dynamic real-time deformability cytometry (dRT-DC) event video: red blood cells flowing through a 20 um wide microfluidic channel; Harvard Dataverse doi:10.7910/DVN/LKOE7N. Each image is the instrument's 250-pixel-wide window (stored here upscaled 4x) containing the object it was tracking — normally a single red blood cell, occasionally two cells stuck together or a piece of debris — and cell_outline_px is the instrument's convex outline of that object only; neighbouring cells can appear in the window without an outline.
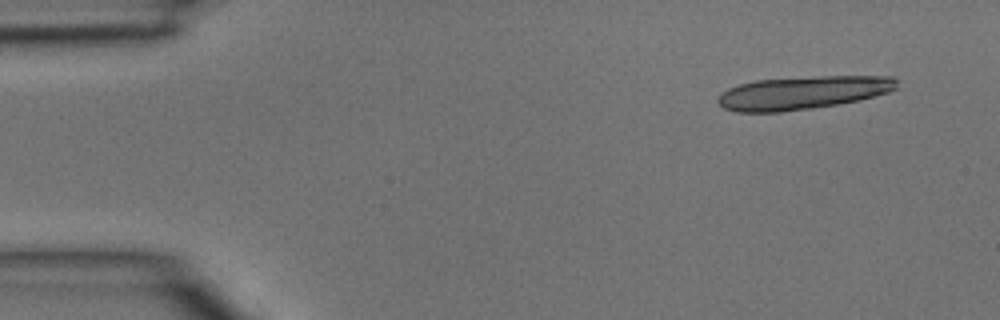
{"species": "common noctule bat (a hibernating species)", "species_latin": "Nyctalus noctula", "temperature_condition": "room temperature", "stored_images_in_passage": 4, "camera_frame_rate_fps": 3000, "um_per_image_px": 0.085, "animal": {"sex": "male", "body_mass_g": 15.6}, "frame": {"image": 1, "passage_image": 1, "time_ms": 0.0, "image_size_px": [1000, 320], "cell_outline_px": [[896, 88], [888, 92], [860, 100], [812, 108], [780, 112], [736, 112], [724, 108], [716, 100], [728, 88], [740, 84], [756, 80], [816, 76], [896, 76]], "centroid_in_image_um": [68.24, 7.88], "position_along_channel_um": 16.8, "area_um2": 34.45}}
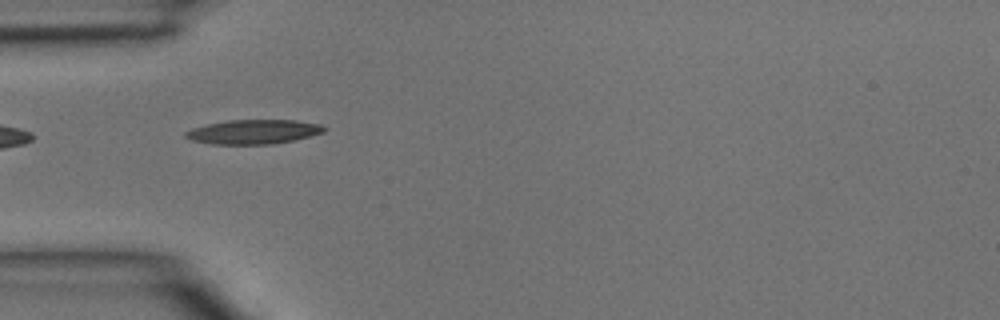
{"frame": {"image": 2, "passage_image": 4, "time_ms": 1.0, "image_size_px": [1000, 320], "cell_outline_px": [[328, 128], [324, 132], [292, 140], [272, 144], [212, 144], [192, 140], [184, 136], [184, 132], [192, 128], [208, 124], [228, 120], [296, 120], [320, 124]], "centroid_in_image_um": [21.54, 11.2], "position_along_channel_um": 63.5, "area_um2": 19.54}}